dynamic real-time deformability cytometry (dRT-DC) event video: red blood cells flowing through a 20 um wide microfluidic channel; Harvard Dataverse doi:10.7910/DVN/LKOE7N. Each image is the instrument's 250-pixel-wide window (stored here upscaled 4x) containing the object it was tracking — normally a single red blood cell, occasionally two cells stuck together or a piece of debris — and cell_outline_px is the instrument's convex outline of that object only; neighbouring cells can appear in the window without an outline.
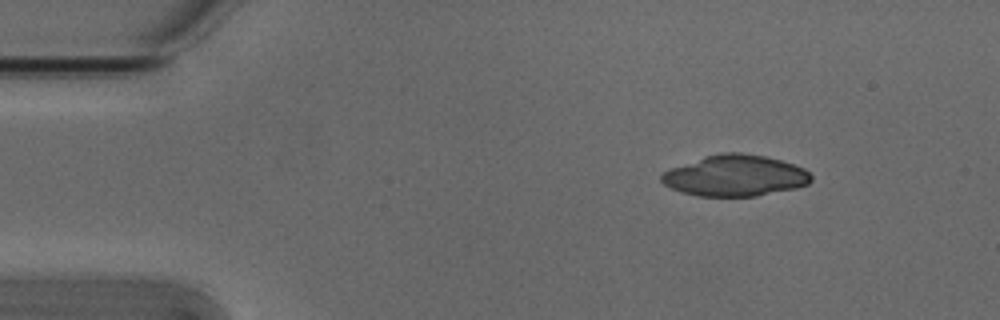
{"species": "Egyptian fruit bat (a non-hibernating species)", "species_latin": "Rousettus aegyptiacus", "temperature_condition": "cold", "stored_images_in_passage": 48, "camera_frame_rate_fps": 3000, "um_per_image_px": 0.085, "animal": {"sex": "male"}, "frame": {"image": 1, "passage_image": 2, "time_ms": 0.333, "image_size_px": [1000, 320], "cell_outline_px": [[812, 180], [808, 184], [796, 188], [756, 196], [696, 196], [680, 192], [664, 184], [660, 180], [660, 176], [664, 172], [672, 168], [704, 156], [724, 152], [740, 152], [764, 156], [780, 160], [804, 168], [812, 176]], "centroid_in_image_um": [62.49, 14.93], "position_along_channel_um": 22.5, "area_um2": 35.78}}